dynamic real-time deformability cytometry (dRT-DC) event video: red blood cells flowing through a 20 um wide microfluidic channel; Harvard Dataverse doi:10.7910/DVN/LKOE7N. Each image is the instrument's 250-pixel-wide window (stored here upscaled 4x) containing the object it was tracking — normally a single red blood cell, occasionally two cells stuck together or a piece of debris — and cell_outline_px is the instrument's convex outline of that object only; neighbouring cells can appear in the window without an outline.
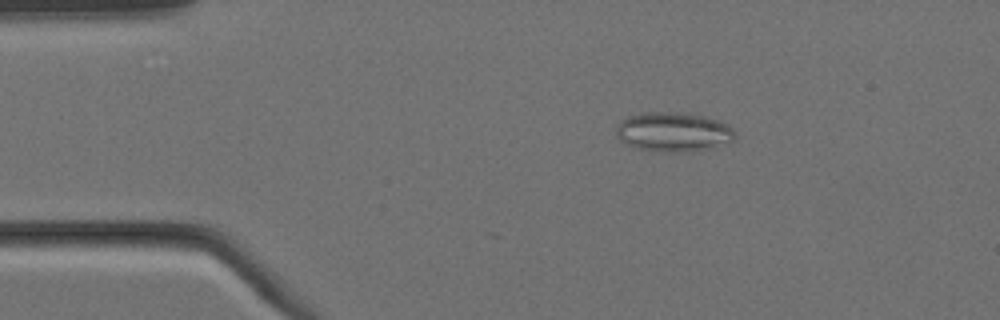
{"species": "Egyptian fruit bat (a non-hibernating species)", "species_latin": "Rousettus aegyptiacus", "temperature_condition": "cold", "stored_images_in_passage": 5, "camera_frame_rate_fps": 3000, "um_per_image_px": 0.085, "animal": {"sex": "female"}, "frame": {"image": 1, "passage_image": 3, "time_ms": 0.667, "image_size_px": [1000, 320], "cell_outline_px": [[736, 136], [732, 140], [704, 148], [688, 152], [664, 152], [636, 148], [624, 144], [616, 136], [616, 124], [620, 120], [628, 116], [644, 112], [672, 112], [704, 116], [720, 120], [728, 124], [736, 132]], "centroid_in_image_um": [57.17, 11.2], "position_along_channel_um": 27.8, "area_um2": 27.28}}